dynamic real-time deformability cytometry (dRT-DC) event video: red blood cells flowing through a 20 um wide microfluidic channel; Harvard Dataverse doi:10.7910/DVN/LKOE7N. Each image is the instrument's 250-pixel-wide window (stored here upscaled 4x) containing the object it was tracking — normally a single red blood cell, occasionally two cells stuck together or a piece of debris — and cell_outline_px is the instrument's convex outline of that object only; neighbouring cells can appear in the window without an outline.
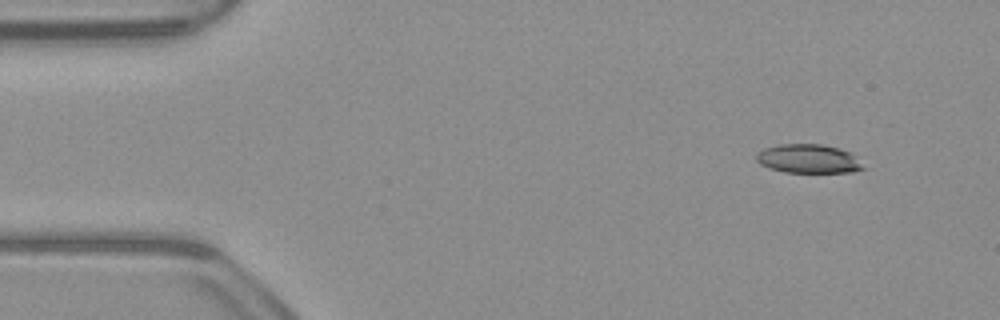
{"species": "common noctule bat (a hibernating species)", "species_latin": "Nyctalus noctula", "temperature_condition": "warm", "stored_images_in_passage": 48, "camera_frame_rate_fps": 3000, "um_per_image_px": 0.085, "animal": {"sex": "male", "body_mass_g": 23.1, "forearm_length_mm": 52.7}, "frame": {"image": 1, "passage_image": 1, "time_ms": 0.0, "image_size_px": [1000, 320], "cell_outline_px": [[864, 168], [852, 172], [784, 172], [768, 168], [760, 164], [756, 160], [756, 152], [764, 148], [776, 144], [824, 144], [840, 148], [856, 156]], "centroid_in_image_um": [68.67, 13.48], "position_along_channel_um": 16.3, "area_um2": 18.09}}
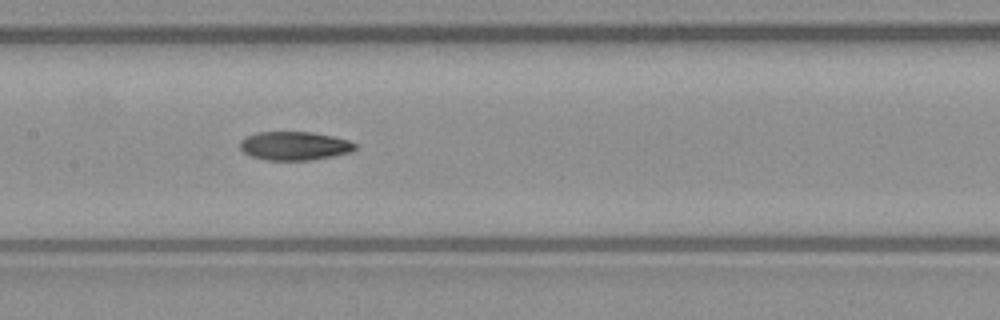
{"frame": {"image": 2, "passage_image": 21, "time_ms": 6.667, "image_size_px": [1000, 320], "cell_outline_px": [[356, 148], [352, 152], [312, 160], [268, 160], [252, 156], [244, 152], [240, 148], [240, 140], [256, 132], [312, 132], [332, 136], [348, 140], [356, 144]], "centroid_in_image_um": [25.04, 12.4], "position_along_channel_um": 182.4, "area_um2": 19.13}}
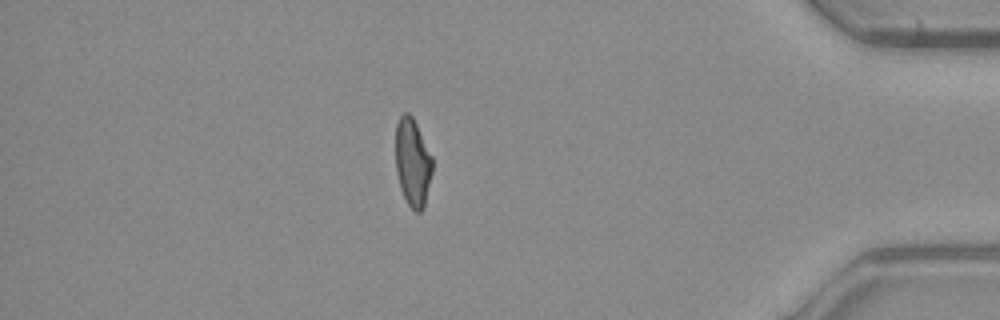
{"frame": {"image": 3, "passage_image": 41, "time_ms": 13.333, "image_size_px": [1000, 320], "cell_outline_px": [[432, 172], [424, 208], [420, 212], [416, 212], [408, 204], [400, 188], [396, 172], [396, 124], [400, 116], [404, 112], [408, 112], [412, 116], [432, 156]], "centroid_in_image_um": [35.07, 13.81], "position_along_channel_um": 400.1, "area_um2": 18.79}, "authors_computed_cell_mechanics": {"area_um2": 19.4786, "velocity_mm_per_s": 3.9582, "shape_relaxation_time_tau1_ms": null, "shape_relaxation_time_tau2_ms": 5.8345, "deformation_change_tau1": null, "deformation_change_tau2": 0.129}}